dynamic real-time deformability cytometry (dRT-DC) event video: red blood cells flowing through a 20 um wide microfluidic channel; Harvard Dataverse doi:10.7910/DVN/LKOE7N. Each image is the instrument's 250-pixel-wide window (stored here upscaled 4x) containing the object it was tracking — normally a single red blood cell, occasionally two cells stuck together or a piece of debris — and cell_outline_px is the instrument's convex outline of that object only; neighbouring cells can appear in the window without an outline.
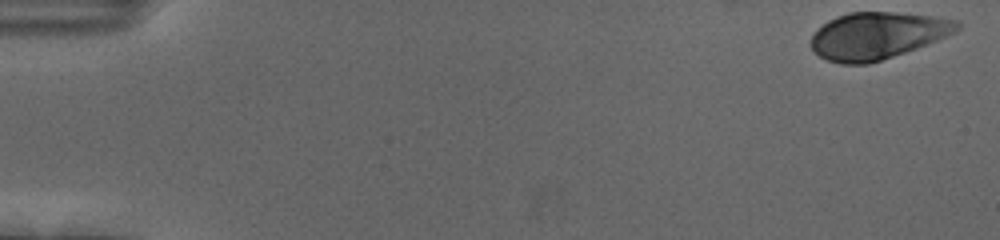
{"species": "human", "species_latin": "Homo sapiens", "temperature_condition": "cold", "stored_images_in_passage": 55, "camera_frame_rate_fps": 3000, "um_per_image_px": 0.085, "donor": {"sex": "female"}, "frame": {"image": 1, "passage_image": 1, "time_ms": 0.0, "image_size_px": [1000, 240], "cell_outline_px": [[960, 28], [956, 32], [916, 48], [868, 64], [840, 64], [828, 60], [820, 56], [808, 44], [812, 36], [828, 20], [836, 16], [848, 12], [896, 12], [932, 16], [960, 20]], "centroid_in_image_um": [74.57, 3.02], "position_along_channel_um": 10.4, "area_um2": 39.77}}
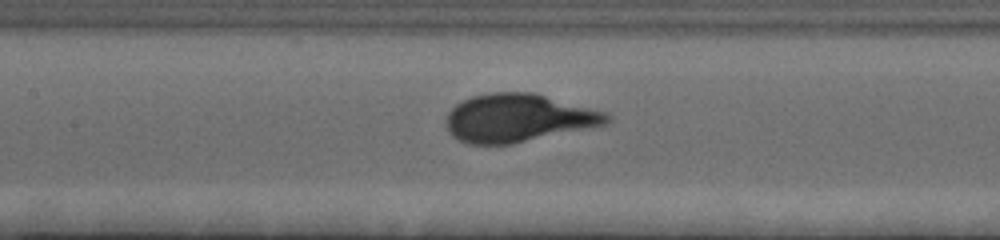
{"frame": {"image": 2, "passage_image": 26, "time_ms": 8.333, "image_size_px": [1000, 240], "cell_outline_px": [[612, 120], [608, 124], [512, 144], [468, 144], [456, 140], [448, 132], [444, 120], [448, 112], [456, 104], [472, 96], [492, 92], [532, 92], [608, 112], [612, 116]], "centroid_in_image_um": [44.05, 10.03], "position_along_channel_um": 163.4, "area_um2": 45.43}}
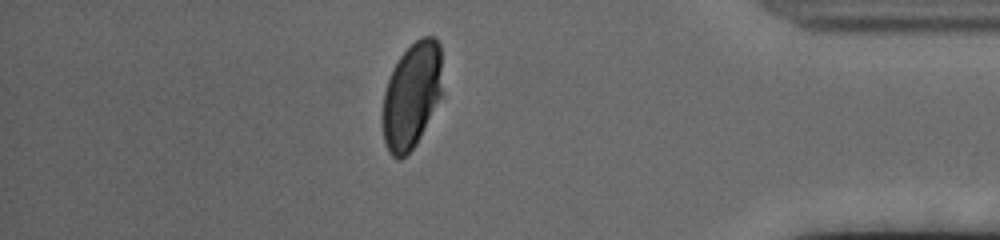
{"frame": {"image": 3, "passage_image": 48, "time_ms": 15.667, "image_size_px": [1000, 240], "cell_outline_px": [[440, 96], [416, 144], [400, 160], [396, 160], [388, 152], [384, 140], [384, 92], [392, 68], [400, 56], [420, 36], [436, 36], [440, 44]], "centroid_in_image_um": [34.97, 8.09], "position_along_channel_um": 400.2, "area_um2": 36.07}, "authors_computed_cell_mechanics": {"area_um2": 42.4252, "velocity_mm_per_s": 3.6491, "shape_relaxation_time_tau1_ms": 3.4424, "shape_relaxation_time_tau2_ms": null, "deformation_change_tau1": 0.1676, "deformation_change_tau2": null}}